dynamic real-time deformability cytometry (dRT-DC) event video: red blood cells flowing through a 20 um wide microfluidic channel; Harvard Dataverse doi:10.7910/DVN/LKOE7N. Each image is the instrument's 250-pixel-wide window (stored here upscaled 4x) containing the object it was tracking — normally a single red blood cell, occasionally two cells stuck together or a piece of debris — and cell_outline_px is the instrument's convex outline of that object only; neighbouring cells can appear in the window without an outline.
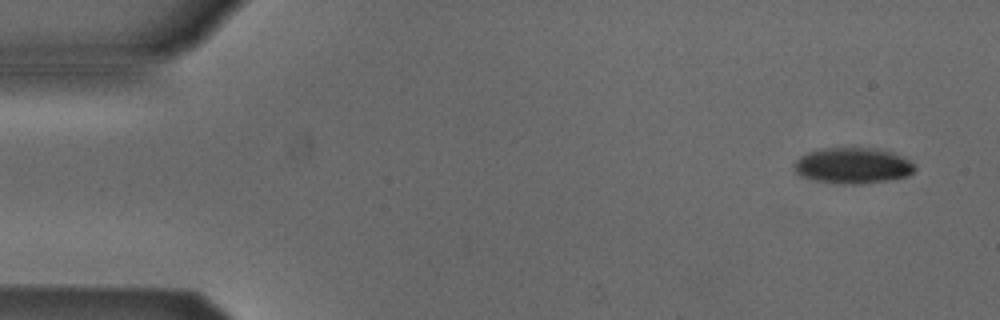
{"species": "Egyptian fruit bat (a non-hibernating species)", "species_latin": "Rousettus aegyptiacus", "temperature_condition": "cold", "stored_images_in_passage": 4, "camera_frame_rate_fps": 3000, "um_per_image_px": 0.085, "animal": {"sex": "male"}, "frame": {"image": 1, "passage_image": 1, "time_ms": 0.0, "image_size_px": [1000, 320], "cell_outline_px": [[916, 168], [908, 176], [888, 180], [860, 184], [844, 184], [812, 180], [800, 176], [792, 168], [792, 164], [800, 156], [808, 152], [820, 148], [876, 148], [892, 152], [908, 160]], "centroid_in_image_um": [72.42, 14.08], "position_along_channel_um": 12.6, "area_um2": 25.32}}
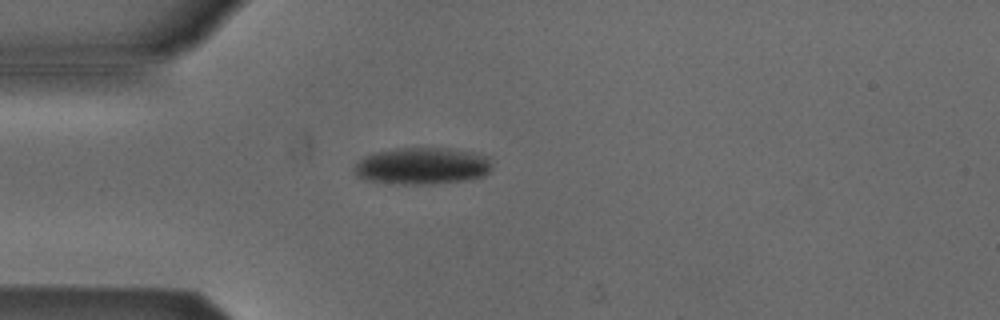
{"frame": {"image": 2, "passage_image": 4, "time_ms": 3.667, "image_size_px": [1000, 320], "cell_outline_px": [[492, 168], [484, 176], [468, 180], [432, 184], [396, 184], [368, 180], [356, 176], [352, 168], [364, 156], [376, 152], [396, 148], [448, 148], [472, 152], [488, 156], [492, 164]], "centroid_in_image_um": [35.9, 14.11], "position_along_channel_um": 49.1, "area_um2": 29.82}}